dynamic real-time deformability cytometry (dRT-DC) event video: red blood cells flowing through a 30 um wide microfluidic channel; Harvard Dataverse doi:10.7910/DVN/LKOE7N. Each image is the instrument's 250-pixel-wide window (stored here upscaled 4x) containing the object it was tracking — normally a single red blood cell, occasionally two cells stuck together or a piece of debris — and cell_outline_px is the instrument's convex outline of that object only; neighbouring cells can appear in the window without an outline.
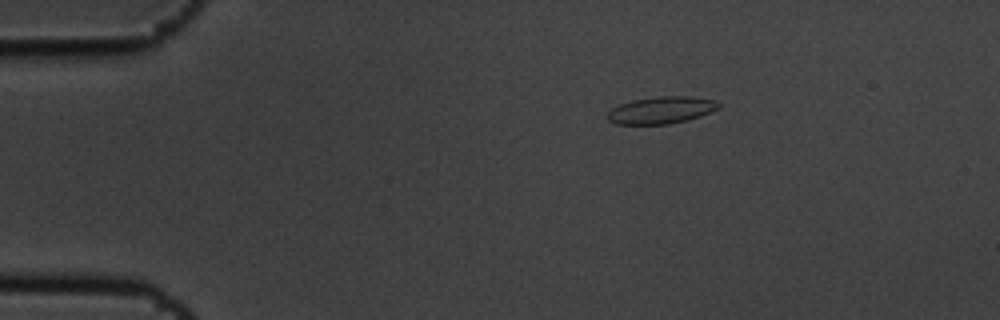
{"species": "common noctule bat (a hibernating species)", "species_latin": "Nyctalus noctula", "temperature_condition": "cold", "stored_images_in_passage": 3, "camera_frame_rate_fps": 3000, "um_per_image_px": 0.085, "animal": {"sex": "male", "body_mass_g": 19.5, "forearm_length_mm": 54.6}, "frame": {"image": 1, "passage_image": 1, "time_ms": 0.0, "image_size_px": [1000, 320], "cell_outline_px": [[720, 108], [700, 116], [688, 120], [668, 124], [616, 124], [608, 120], [608, 112], [612, 108], [620, 104], [632, 100], [660, 96], [692, 96], [716, 100], [720, 104]], "centroid_in_image_um": [56.24, 9.35], "position_along_channel_um": 28.8, "area_um2": 17.57}}